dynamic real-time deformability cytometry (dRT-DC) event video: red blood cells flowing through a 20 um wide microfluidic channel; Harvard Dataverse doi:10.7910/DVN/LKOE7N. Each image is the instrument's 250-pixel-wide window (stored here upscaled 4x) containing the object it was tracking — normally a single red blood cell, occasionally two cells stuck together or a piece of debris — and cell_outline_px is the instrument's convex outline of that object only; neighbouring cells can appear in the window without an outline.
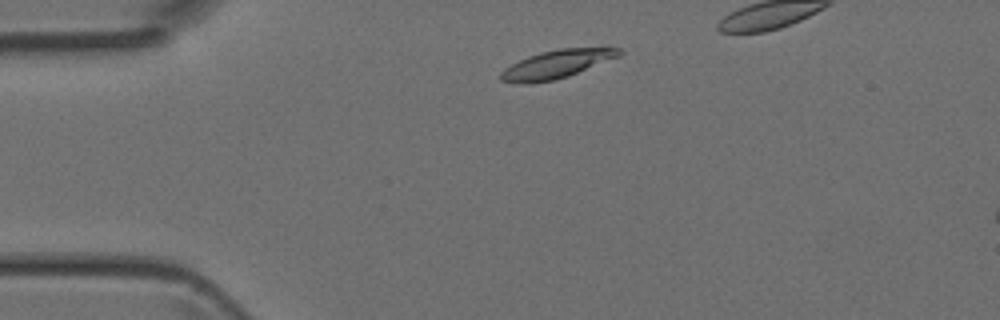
{"species": "Egyptian fruit bat (a non-hibernating species)", "species_latin": "Rousettus aegyptiacus", "temperature_condition": "room temperature", "stored_images_in_passage": 35, "camera_frame_rate_fps": 3000, "um_per_image_px": 0.085, "animal": {"sex": "female"}, "frame": {"image": 1, "passage_image": 4, "time_ms": 1.0, "image_size_px": [1000, 320], "cell_outline_px": [[624, 52], [620, 56], [568, 76], [552, 80], [528, 84], [520, 84], [500, 80], [500, 72], [504, 68], [528, 56], [540, 52], [560, 48], [620, 48]], "centroid_in_image_um": [47.3, 5.46], "position_along_channel_um": 37.7, "area_um2": 19.36}}
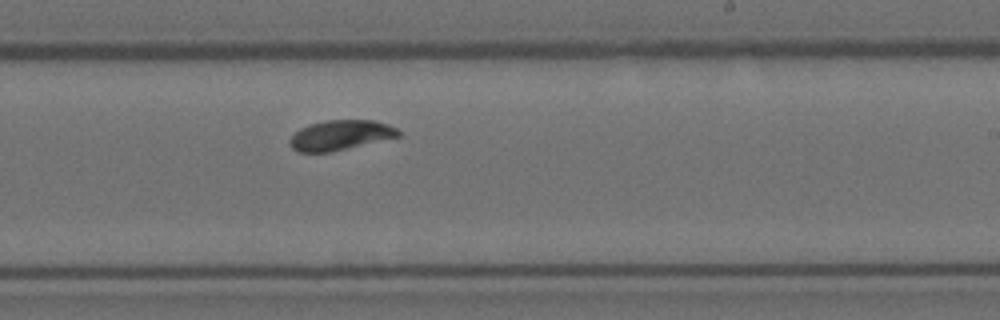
{"frame": {"image": 2, "passage_image": 22, "time_ms": 7.0, "image_size_px": [1000, 320], "cell_outline_px": [[400, 136], [328, 152], [296, 152], [292, 148], [288, 140], [300, 128], [308, 124], [328, 120], [376, 120], [388, 124], [396, 128], [400, 132]], "centroid_in_image_um": [28.91, 11.48], "position_along_channel_um": 260.1, "area_um2": 18.79}}
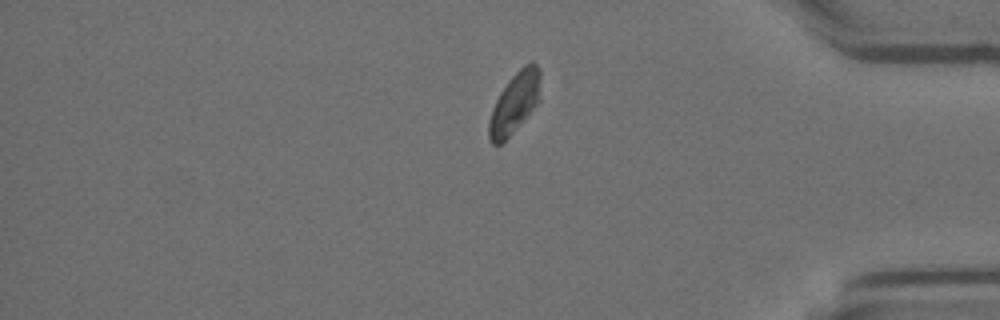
{"frame": {"image": 3, "passage_image": 33, "time_ms": 10.667, "image_size_px": [1000, 320], "cell_outline_px": [[540, 100], [508, 136], [500, 144], [492, 144], [488, 136], [488, 124], [492, 108], [500, 92], [508, 80], [524, 64], [532, 60], [540, 68]], "centroid_in_image_um": [43.75, 8.68], "position_along_channel_um": 391.5, "area_um2": 18.03}}